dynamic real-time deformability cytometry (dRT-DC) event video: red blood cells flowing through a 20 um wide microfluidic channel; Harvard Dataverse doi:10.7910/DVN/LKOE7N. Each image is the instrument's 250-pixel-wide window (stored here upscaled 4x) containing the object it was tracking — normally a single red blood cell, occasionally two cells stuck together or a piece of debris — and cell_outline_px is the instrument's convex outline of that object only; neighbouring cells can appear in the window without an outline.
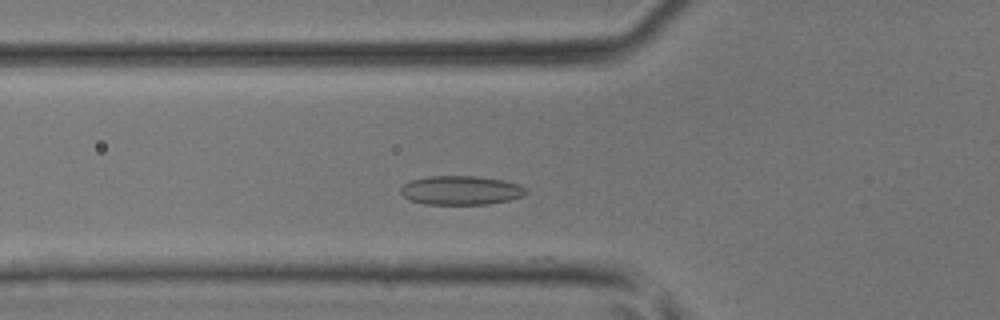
{"species": "common noctule bat (a hibernating species)", "species_latin": "Nyctalus noctula", "temperature_condition": "room temperature", "stored_images_in_passage": 16, "camera_frame_rate_fps": 3000, "um_per_image_px": 0.085, "animal": {"sex": "male", "body_mass_g": 17.9, "forearm_length_mm": 54.2}, "frame": {"image": 1, "passage_image": 9, "time_ms": 2.667, "image_size_px": [1000, 320], "cell_outline_px": [[528, 192], [524, 196], [508, 200], [488, 204], [424, 204], [412, 200], [404, 196], [400, 192], [400, 188], [408, 180], [428, 176], [476, 176], [504, 180], [520, 184], [528, 188]], "centroid_in_image_um": [39.21, 16.16], "position_along_channel_um": 86.6, "area_um2": 21.39}}
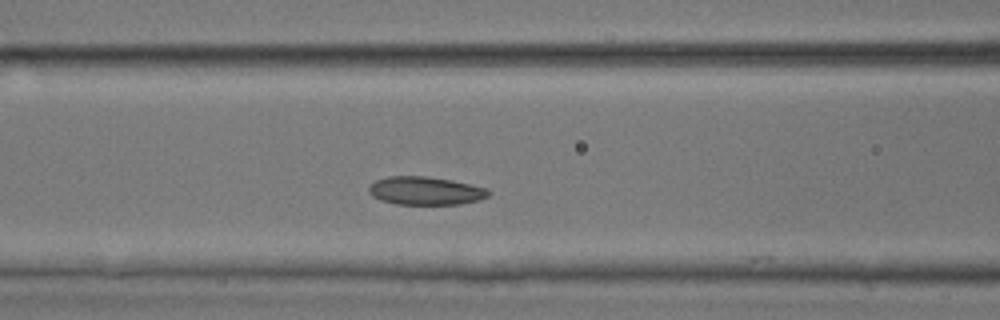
{"frame": {"image": 2, "passage_image": 12, "time_ms": 3.667, "image_size_px": [1000, 320], "cell_outline_px": [[492, 192], [488, 196], [480, 200], [460, 204], [396, 204], [380, 200], [372, 196], [368, 192], [368, 188], [376, 180], [388, 176], [428, 176], [452, 180], [488, 188]], "centroid_in_image_um": [36.19, 16.21], "position_along_channel_um": 130.4, "area_um2": 19.83}}